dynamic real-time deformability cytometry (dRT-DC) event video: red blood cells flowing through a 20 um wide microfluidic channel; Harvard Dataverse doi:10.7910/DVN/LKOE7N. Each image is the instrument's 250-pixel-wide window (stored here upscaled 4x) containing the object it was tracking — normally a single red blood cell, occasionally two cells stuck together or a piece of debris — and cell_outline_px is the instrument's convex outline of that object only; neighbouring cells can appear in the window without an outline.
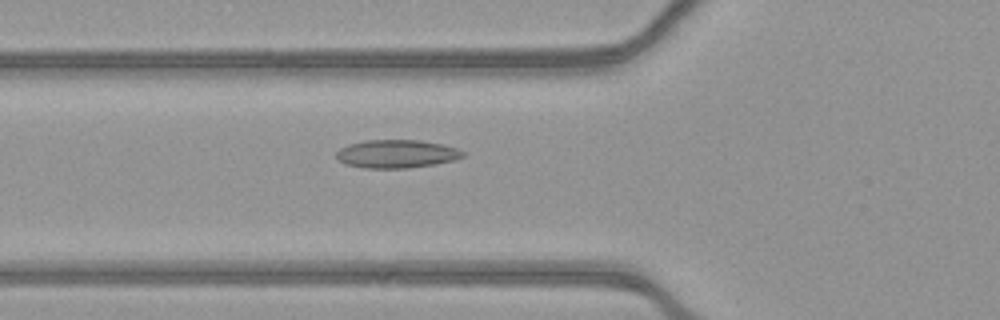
{"species": "common noctule bat (a hibernating species)", "species_latin": "Nyctalus noctula", "temperature_condition": "warm", "stored_images_in_passage": 36, "camera_frame_rate_fps": 3000, "um_per_image_px": 0.085, "animal": {"sex": "female", "body_mass_g": 21.9}, "frame": {"image": 1, "passage_image": 3, "time_ms": 0.667, "image_size_px": [1000, 320], "cell_outline_px": [[464, 156], [456, 160], [436, 164], [408, 168], [364, 168], [344, 164], [336, 156], [336, 152], [340, 148], [348, 144], [364, 140], [420, 140], [444, 144], [456, 148], [464, 152]], "centroid_in_image_um": [33.72, 13.08], "position_along_channel_um": 92.1, "area_um2": 20.98}}
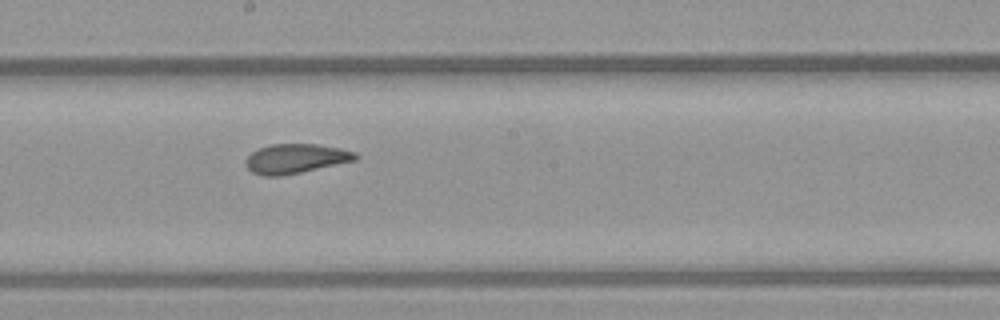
{"frame": {"image": 2, "passage_image": 13, "time_ms": 4.0, "image_size_px": [1000, 320], "cell_outline_px": [[360, 156], [356, 160], [300, 172], [280, 176], [264, 176], [252, 172], [244, 164], [244, 160], [252, 152], [260, 148], [272, 144], [316, 144], [340, 148], [356, 152]], "centroid_in_image_um": [25.13, 13.48], "position_along_channel_um": 223.1, "area_um2": 18.79}}
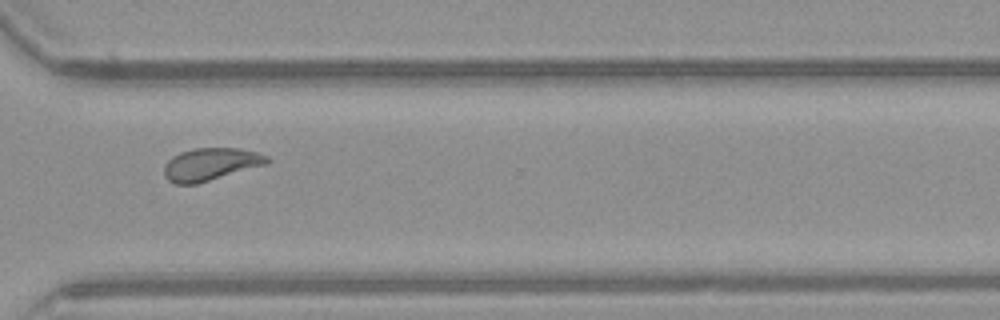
{"frame": {"image": 3, "passage_image": 23, "time_ms": 7.333, "image_size_px": [1000, 320], "cell_outline_px": [[272, 160], [268, 164], [196, 184], [176, 184], [168, 180], [164, 176], [164, 164], [172, 156], [180, 152], [192, 148], [240, 148], [256, 152], [268, 156]], "centroid_in_image_um": [17.91, 13.95], "position_along_channel_um": 352.7, "area_um2": 19.71}, "authors_computed_cell_mechanics": {"area_um2": 19.6231, "velocity_mm_per_s": 3.9011, "shape_relaxation_time_tau1_ms": null, "shape_relaxation_time_tau2_ms": 2.0099, "deformation_change_tau1": null, "deformation_change_tau2": 0.0778}}